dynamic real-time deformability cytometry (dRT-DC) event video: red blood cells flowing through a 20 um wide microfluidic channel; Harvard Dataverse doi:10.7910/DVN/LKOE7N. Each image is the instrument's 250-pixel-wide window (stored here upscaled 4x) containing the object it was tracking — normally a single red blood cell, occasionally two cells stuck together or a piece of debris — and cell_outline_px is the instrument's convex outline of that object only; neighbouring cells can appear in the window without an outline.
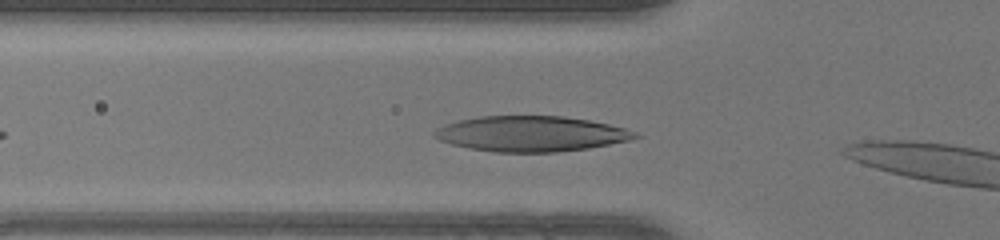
{"species": "human", "species_latin": "Homo sapiens", "temperature_condition": "warm", "stored_images_in_passage": 4, "camera_frame_rate_fps": 3000, "um_per_image_px": 0.085, "donor": {"sex": "female"}, "frame": {"image": 1, "passage_image": 2, "time_ms": 0.333, "image_size_px": [1000, 240], "cell_outline_px": [[644, 136], [628, 140], [588, 148], [556, 152], [496, 152], [468, 148], [452, 144], [440, 140], [432, 136], [432, 132], [436, 128], [444, 124], [460, 120], [480, 116], [564, 116], [588, 120], [608, 124], [624, 128], [636, 132]], "centroid_in_image_um": [45.11, 11.37], "position_along_channel_um": 80.7, "area_um2": 41.38}}